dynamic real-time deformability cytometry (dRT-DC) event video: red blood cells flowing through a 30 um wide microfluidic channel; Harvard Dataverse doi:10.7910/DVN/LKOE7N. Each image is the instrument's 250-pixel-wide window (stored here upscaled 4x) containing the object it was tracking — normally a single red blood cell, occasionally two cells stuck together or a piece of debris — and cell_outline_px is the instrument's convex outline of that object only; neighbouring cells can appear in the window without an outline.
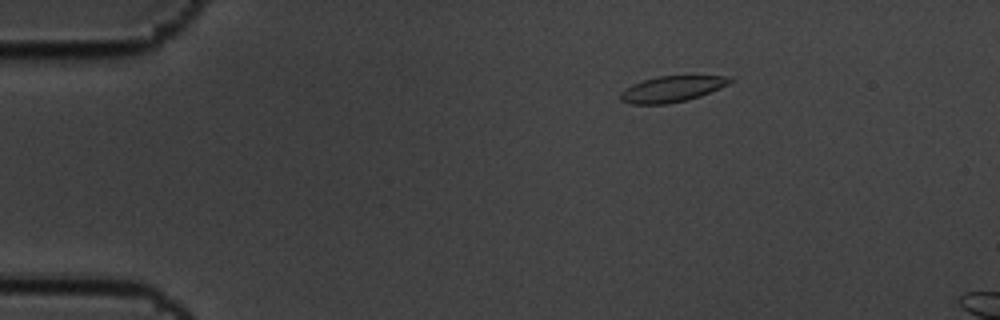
{"species": "common noctule bat (a hibernating species)", "species_latin": "Nyctalus noctula", "temperature_condition": "cold", "stored_images_in_passage": 3, "camera_frame_rate_fps": 3000, "um_per_image_px": 0.085, "animal": {"sex": "male", "body_mass_g": 19.5, "forearm_length_mm": 54.6}, "frame": {"image": 1, "passage_image": 1, "time_ms": 0.0, "image_size_px": [1000, 320], "cell_outline_px": [[736, 80], [720, 88], [700, 96], [688, 100], [668, 104], [628, 104], [620, 100], [620, 92], [624, 88], [632, 84], [644, 80], [660, 76], [728, 76]], "centroid_in_image_um": [57.1, 7.57], "position_along_channel_um": 27.9, "area_um2": 16.65}}